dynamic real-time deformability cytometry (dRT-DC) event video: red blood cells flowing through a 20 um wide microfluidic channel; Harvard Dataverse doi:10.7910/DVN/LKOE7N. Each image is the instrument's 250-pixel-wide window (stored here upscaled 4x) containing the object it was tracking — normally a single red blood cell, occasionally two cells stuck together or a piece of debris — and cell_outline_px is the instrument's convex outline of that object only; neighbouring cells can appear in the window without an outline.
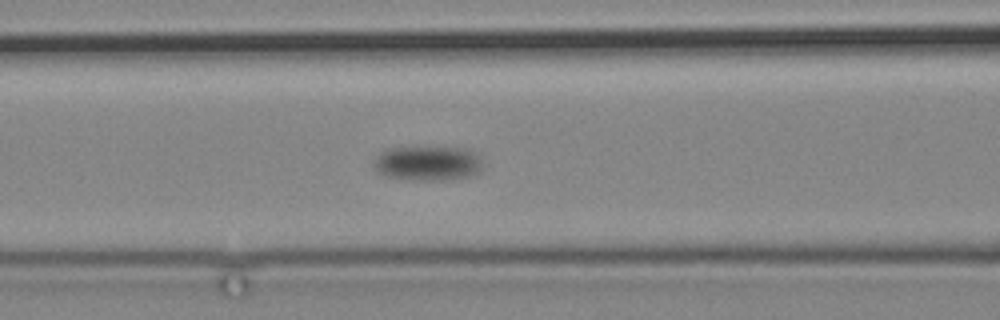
{"species": "common noctule bat (a hibernating species)", "species_latin": "Nyctalus noctula", "temperature_condition": "cold", "stored_images_in_passage": 14, "camera_frame_rate_fps": 3000, "um_per_image_px": 0.085, "animal": {"sex": "male", "body_mass_g": 19.2, "forearm_length_mm": 51.8}, "frame": {"image": 1, "passage_image": 14, "time_ms": 16.0, "image_size_px": [1000, 320], "cell_outline_px": [[480, 172], [472, 176], [440, 180], [420, 180], [384, 176], [372, 164], [376, 156], [380, 152], [388, 148], [468, 148], [480, 156]], "centroid_in_image_um": [36.36, 13.88], "position_along_channel_um": 130.2, "area_um2": 21.79}}